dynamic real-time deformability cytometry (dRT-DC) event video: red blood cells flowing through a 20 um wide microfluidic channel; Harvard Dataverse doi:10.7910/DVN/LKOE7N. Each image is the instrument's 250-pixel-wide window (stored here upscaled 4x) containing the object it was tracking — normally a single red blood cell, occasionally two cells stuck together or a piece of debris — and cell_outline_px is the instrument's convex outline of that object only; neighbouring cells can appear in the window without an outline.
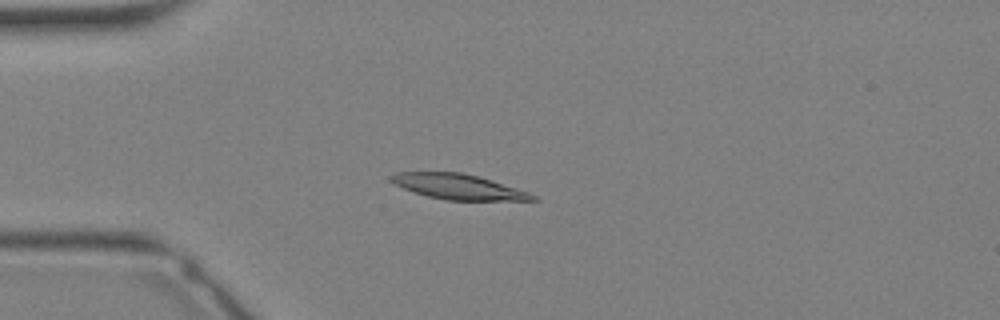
{"species": "Egyptian fruit bat (a non-hibernating species)", "species_latin": "Rousettus aegyptiacus", "temperature_condition": "warm", "stored_images_in_passage": 26, "camera_frame_rate_fps": 3000, "um_per_image_px": 0.085, "animal": {"sex": "female"}, "frame": {"image": 1, "passage_image": 1, "time_ms": 0.0, "image_size_px": [1000, 320], "cell_outline_px": [[540, 200], [444, 200], [428, 196], [404, 188], [388, 180], [388, 176], [396, 172], [460, 172], [480, 176], [528, 192], [536, 196]], "centroid_in_image_um": [38.94, 15.86], "position_along_channel_um": 46.1, "area_um2": 20.69}}
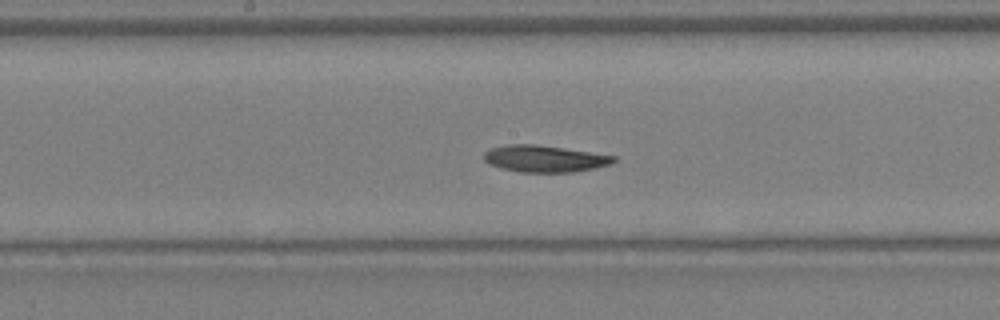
{"frame": {"image": 2, "passage_image": 10, "time_ms": 3.0, "image_size_px": [1000, 320], "cell_outline_px": [[616, 160], [612, 164], [596, 168], [572, 172], [520, 172], [488, 164], [484, 160], [484, 152], [492, 148], [504, 144], [536, 144], [564, 148], [616, 156]], "centroid_in_image_um": [46.3, 13.48], "position_along_channel_um": 201.9, "area_um2": 20.23}}
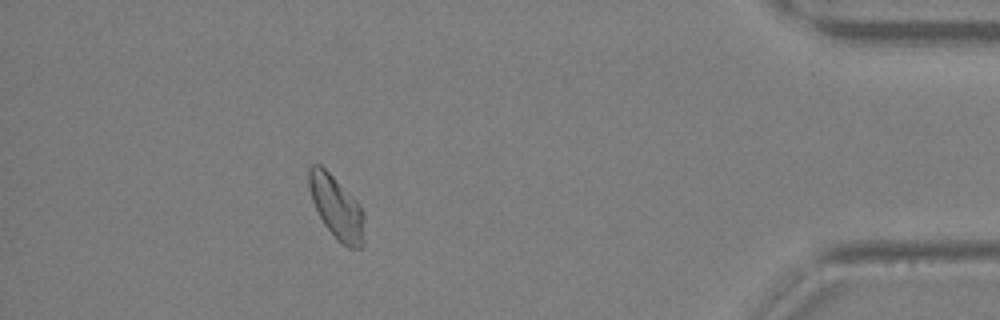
{"frame": {"image": 3, "passage_image": 23, "time_ms": 7.333, "image_size_px": [1000, 320], "cell_outline_px": [[364, 244], [360, 248], [348, 248], [324, 224], [312, 200], [308, 184], [308, 168], [312, 164], [320, 164], [360, 204], [364, 216]], "centroid_in_image_um": [28.61, 17.62], "position_along_channel_um": 406.6, "area_um2": 19.94}}